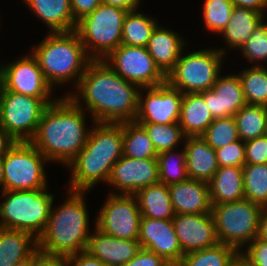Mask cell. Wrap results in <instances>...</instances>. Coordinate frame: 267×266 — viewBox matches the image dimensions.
Segmentation results:
<instances>
[{"mask_svg":"<svg viewBox=\"0 0 267 266\" xmlns=\"http://www.w3.org/2000/svg\"><path fill=\"white\" fill-rule=\"evenodd\" d=\"M76 89L78 95L68 93L67 96L74 102L85 101L93 122L135 121L140 87L124 80L104 60L88 63Z\"/></svg>","mask_w":267,"mask_h":266,"instance_id":"1","label":"cell"},{"mask_svg":"<svg viewBox=\"0 0 267 266\" xmlns=\"http://www.w3.org/2000/svg\"><path fill=\"white\" fill-rule=\"evenodd\" d=\"M82 107L66 95L43 112L30 142L48 161L68 165L86 145L91 129L86 128Z\"/></svg>","mask_w":267,"mask_h":266,"instance_id":"2","label":"cell"},{"mask_svg":"<svg viewBox=\"0 0 267 266\" xmlns=\"http://www.w3.org/2000/svg\"><path fill=\"white\" fill-rule=\"evenodd\" d=\"M94 126L84 148L67 165L71 191L85 192L100 180L107 183L113 165L123 156V123L95 122Z\"/></svg>","mask_w":267,"mask_h":266,"instance_id":"3","label":"cell"},{"mask_svg":"<svg viewBox=\"0 0 267 266\" xmlns=\"http://www.w3.org/2000/svg\"><path fill=\"white\" fill-rule=\"evenodd\" d=\"M69 193L61 206L51 208L47 226L37 239L42 253L67 257L86 251L91 234L85 193L71 190Z\"/></svg>","mask_w":267,"mask_h":266,"instance_id":"4","label":"cell"},{"mask_svg":"<svg viewBox=\"0 0 267 266\" xmlns=\"http://www.w3.org/2000/svg\"><path fill=\"white\" fill-rule=\"evenodd\" d=\"M32 49V55L52 88L73 78L76 79L75 86H78L91 61L76 31L49 32L45 39Z\"/></svg>","mask_w":267,"mask_h":266,"instance_id":"5","label":"cell"},{"mask_svg":"<svg viewBox=\"0 0 267 266\" xmlns=\"http://www.w3.org/2000/svg\"><path fill=\"white\" fill-rule=\"evenodd\" d=\"M47 187L36 190H3L0 204V228L26 231L38 239L44 232L54 197Z\"/></svg>","mask_w":267,"mask_h":266,"instance_id":"6","label":"cell"},{"mask_svg":"<svg viewBox=\"0 0 267 266\" xmlns=\"http://www.w3.org/2000/svg\"><path fill=\"white\" fill-rule=\"evenodd\" d=\"M127 12L101 3L77 22L75 31L91 60H104L122 44V29Z\"/></svg>","mask_w":267,"mask_h":266,"instance_id":"7","label":"cell"},{"mask_svg":"<svg viewBox=\"0 0 267 266\" xmlns=\"http://www.w3.org/2000/svg\"><path fill=\"white\" fill-rule=\"evenodd\" d=\"M263 208L247 199L236 202L212 204L219 243L235 248L251 243L258 234L259 217Z\"/></svg>","mask_w":267,"mask_h":266,"instance_id":"8","label":"cell"},{"mask_svg":"<svg viewBox=\"0 0 267 266\" xmlns=\"http://www.w3.org/2000/svg\"><path fill=\"white\" fill-rule=\"evenodd\" d=\"M222 49H203L180 55L174 68L166 75V81L184 93H201L214 85L221 71Z\"/></svg>","mask_w":267,"mask_h":266,"instance_id":"9","label":"cell"},{"mask_svg":"<svg viewBox=\"0 0 267 266\" xmlns=\"http://www.w3.org/2000/svg\"><path fill=\"white\" fill-rule=\"evenodd\" d=\"M51 97H32L2 89L0 125L15 141L30 142Z\"/></svg>","mask_w":267,"mask_h":266,"instance_id":"10","label":"cell"},{"mask_svg":"<svg viewBox=\"0 0 267 266\" xmlns=\"http://www.w3.org/2000/svg\"><path fill=\"white\" fill-rule=\"evenodd\" d=\"M48 159L31 143L16 141L3 156V190H36L47 186Z\"/></svg>","mask_w":267,"mask_h":266,"instance_id":"11","label":"cell"},{"mask_svg":"<svg viewBox=\"0 0 267 266\" xmlns=\"http://www.w3.org/2000/svg\"><path fill=\"white\" fill-rule=\"evenodd\" d=\"M96 218V228L119 239L138 241L142 218L134 195L109 193Z\"/></svg>","mask_w":267,"mask_h":266,"instance_id":"12","label":"cell"},{"mask_svg":"<svg viewBox=\"0 0 267 266\" xmlns=\"http://www.w3.org/2000/svg\"><path fill=\"white\" fill-rule=\"evenodd\" d=\"M104 61L124 80L140 88L166 82V75L155 64L146 47L121 44Z\"/></svg>","mask_w":267,"mask_h":266,"instance_id":"13","label":"cell"},{"mask_svg":"<svg viewBox=\"0 0 267 266\" xmlns=\"http://www.w3.org/2000/svg\"><path fill=\"white\" fill-rule=\"evenodd\" d=\"M141 89H146L144 96ZM143 94V95H142ZM183 93L167 81L154 87H143L139 91L137 123H179Z\"/></svg>","mask_w":267,"mask_h":266,"instance_id":"14","label":"cell"},{"mask_svg":"<svg viewBox=\"0 0 267 266\" xmlns=\"http://www.w3.org/2000/svg\"><path fill=\"white\" fill-rule=\"evenodd\" d=\"M122 194L134 195L138 190L159 183L157 158L134 159L122 156L113 165L108 182Z\"/></svg>","mask_w":267,"mask_h":266,"instance_id":"15","label":"cell"},{"mask_svg":"<svg viewBox=\"0 0 267 266\" xmlns=\"http://www.w3.org/2000/svg\"><path fill=\"white\" fill-rule=\"evenodd\" d=\"M3 89L32 97H51L52 86L31 53L4 66Z\"/></svg>","mask_w":267,"mask_h":266,"instance_id":"16","label":"cell"},{"mask_svg":"<svg viewBox=\"0 0 267 266\" xmlns=\"http://www.w3.org/2000/svg\"><path fill=\"white\" fill-rule=\"evenodd\" d=\"M172 222L184 255L219 243L212 213L175 214Z\"/></svg>","mask_w":267,"mask_h":266,"instance_id":"17","label":"cell"},{"mask_svg":"<svg viewBox=\"0 0 267 266\" xmlns=\"http://www.w3.org/2000/svg\"><path fill=\"white\" fill-rule=\"evenodd\" d=\"M138 241L141 248L156 253L164 260H179L184 256L172 219L142 217Z\"/></svg>","mask_w":267,"mask_h":266,"instance_id":"18","label":"cell"},{"mask_svg":"<svg viewBox=\"0 0 267 266\" xmlns=\"http://www.w3.org/2000/svg\"><path fill=\"white\" fill-rule=\"evenodd\" d=\"M200 94L214 119L234 116L247 104L238 75H219L212 88Z\"/></svg>","mask_w":267,"mask_h":266,"instance_id":"19","label":"cell"},{"mask_svg":"<svg viewBox=\"0 0 267 266\" xmlns=\"http://www.w3.org/2000/svg\"><path fill=\"white\" fill-rule=\"evenodd\" d=\"M175 214H208L212 211L209 183L188 178L168 185Z\"/></svg>","mask_w":267,"mask_h":266,"instance_id":"20","label":"cell"},{"mask_svg":"<svg viewBox=\"0 0 267 266\" xmlns=\"http://www.w3.org/2000/svg\"><path fill=\"white\" fill-rule=\"evenodd\" d=\"M141 249L139 241L112 237L95 227V233L90 235L86 251L108 266H122Z\"/></svg>","mask_w":267,"mask_h":266,"instance_id":"21","label":"cell"},{"mask_svg":"<svg viewBox=\"0 0 267 266\" xmlns=\"http://www.w3.org/2000/svg\"><path fill=\"white\" fill-rule=\"evenodd\" d=\"M184 44L182 36L156 25L146 46L155 64L167 75L178 61Z\"/></svg>","mask_w":267,"mask_h":266,"instance_id":"22","label":"cell"},{"mask_svg":"<svg viewBox=\"0 0 267 266\" xmlns=\"http://www.w3.org/2000/svg\"><path fill=\"white\" fill-rule=\"evenodd\" d=\"M185 139L188 177L209 182L218 169L215 149L202 136L185 137Z\"/></svg>","mask_w":267,"mask_h":266,"instance_id":"23","label":"cell"},{"mask_svg":"<svg viewBox=\"0 0 267 266\" xmlns=\"http://www.w3.org/2000/svg\"><path fill=\"white\" fill-rule=\"evenodd\" d=\"M49 28L51 33L75 31L70 0H23Z\"/></svg>","mask_w":267,"mask_h":266,"instance_id":"24","label":"cell"},{"mask_svg":"<svg viewBox=\"0 0 267 266\" xmlns=\"http://www.w3.org/2000/svg\"><path fill=\"white\" fill-rule=\"evenodd\" d=\"M208 183L212 204L230 203L245 199L243 167H218Z\"/></svg>","mask_w":267,"mask_h":266,"instance_id":"25","label":"cell"},{"mask_svg":"<svg viewBox=\"0 0 267 266\" xmlns=\"http://www.w3.org/2000/svg\"><path fill=\"white\" fill-rule=\"evenodd\" d=\"M214 120L200 93H184L179 125L185 137L202 136Z\"/></svg>","mask_w":267,"mask_h":266,"instance_id":"26","label":"cell"},{"mask_svg":"<svg viewBox=\"0 0 267 266\" xmlns=\"http://www.w3.org/2000/svg\"><path fill=\"white\" fill-rule=\"evenodd\" d=\"M37 244L38 240L26 231L0 228V266L25 260L38 249Z\"/></svg>","mask_w":267,"mask_h":266,"instance_id":"27","label":"cell"},{"mask_svg":"<svg viewBox=\"0 0 267 266\" xmlns=\"http://www.w3.org/2000/svg\"><path fill=\"white\" fill-rule=\"evenodd\" d=\"M134 196L142 217L166 220L175 216L168 185L162 183L149 185L138 190Z\"/></svg>","mask_w":267,"mask_h":266,"instance_id":"28","label":"cell"},{"mask_svg":"<svg viewBox=\"0 0 267 266\" xmlns=\"http://www.w3.org/2000/svg\"><path fill=\"white\" fill-rule=\"evenodd\" d=\"M263 19L264 15L256 10L234 6L226 28L220 33L223 34L228 46L239 49L250 39Z\"/></svg>","mask_w":267,"mask_h":266,"instance_id":"29","label":"cell"},{"mask_svg":"<svg viewBox=\"0 0 267 266\" xmlns=\"http://www.w3.org/2000/svg\"><path fill=\"white\" fill-rule=\"evenodd\" d=\"M123 156L134 159L157 158L145 128L136 121L123 122Z\"/></svg>","mask_w":267,"mask_h":266,"instance_id":"30","label":"cell"},{"mask_svg":"<svg viewBox=\"0 0 267 266\" xmlns=\"http://www.w3.org/2000/svg\"><path fill=\"white\" fill-rule=\"evenodd\" d=\"M239 138L248 141L264 136L267 128V107L260 105H244L234 115Z\"/></svg>","mask_w":267,"mask_h":266,"instance_id":"31","label":"cell"},{"mask_svg":"<svg viewBox=\"0 0 267 266\" xmlns=\"http://www.w3.org/2000/svg\"><path fill=\"white\" fill-rule=\"evenodd\" d=\"M239 257L240 253L235 248L218 243L185 254L182 263L184 266H232Z\"/></svg>","mask_w":267,"mask_h":266,"instance_id":"32","label":"cell"},{"mask_svg":"<svg viewBox=\"0 0 267 266\" xmlns=\"http://www.w3.org/2000/svg\"><path fill=\"white\" fill-rule=\"evenodd\" d=\"M157 22L149 16L128 11L122 29V44L146 47Z\"/></svg>","mask_w":267,"mask_h":266,"instance_id":"33","label":"cell"},{"mask_svg":"<svg viewBox=\"0 0 267 266\" xmlns=\"http://www.w3.org/2000/svg\"><path fill=\"white\" fill-rule=\"evenodd\" d=\"M255 63L249 69H243L240 77L247 104L267 107V69Z\"/></svg>","mask_w":267,"mask_h":266,"instance_id":"34","label":"cell"},{"mask_svg":"<svg viewBox=\"0 0 267 266\" xmlns=\"http://www.w3.org/2000/svg\"><path fill=\"white\" fill-rule=\"evenodd\" d=\"M245 199L267 208V164L243 166Z\"/></svg>","mask_w":267,"mask_h":266,"instance_id":"35","label":"cell"},{"mask_svg":"<svg viewBox=\"0 0 267 266\" xmlns=\"http://www.w3.org/2000/svg\"><path fill=\"white\" fill-rule=\"evenodd\" d=\"M174 151H176V149L164 151L157 155L159 183L172 185L185 181L189 178L186 167L185 147L180 154L179 152L177 153ZM176 157L177 159L175 161Z\"/></svg>","mask_w":267,"mask_h":266,"instance_id":"36","label":"cell"},{"mask_svg":"<svg viewBox=\"0 0 267 266\" xmlns=\"http://www.w3.org/2000/svg\"><path fill=\"white\" fill-rule=\"evenodd\" d=\"M141 124L146 132L148 133L149 138L151 139L157 154L175 149L185 135L182 132V129L179 123L171 124H154V123H139Z\"/></svg>","mask_w":267,"mask_h":266,"instance_id":"37","label":"cell"},{"mask_svg":"<svg viewBox=\"0 0 267 266\" xmlns=\"http://www.w3.org/2000/svg\"><path fill=\"white\" fill-rule=\"evenodd\" d=\"M202 137L215 150L239 140L234 116L214 119Z\"/></svg>","mask_w":267,"mask_h":266,"instance_id":"38","label":"cell"},{"mask_svg":"<svg viewBox=\"0 0 267 266\" xmlns=\"http://www.w3.org/2000/svg\"><path fill=\"white\" fill-rule=\"evenodd\" d=\"M203 5L204 25L208 30L220 34L230 20L234 4L231 0H205Z\"/></svg>","mask_w":267,"mask_h":266,"instance_id":"39","label":"cell"},{"mask_svg":"<svg viewBox=\"0 0 267 266\" xmlns=\"http://www.w3.org/2000/svg\"><path fill=\"white\" fill-rule=\"evenodd\" d=\"M264 20L255 28L250 39L239 48L251 64L267 60V22Z\"/></svg>","mask_w":267,"mask_h":266,"instance_id":"40","label":"cell"},{"mask_svg":"<svg viewBox=\"0 0 267 266\" xmlns=\"http://www.w3.org/2000/svg\"><path fill=\"white\" fill-rule=\"evenodd\" d=\"M215 151L218 167H243L245 165V142L241 139Z\"/></svg>","mask_w":267,"mask_h":266,"instance_id":"41","label":"cell"},{"mask_svg":"<svg viewBox=\"0 0 267 266\" xmlns=\"http://www.w3.org/2000/svg\"><path fill=\"white\" fill-rule=\"evenodd\" d=\"M267 164V137L245 141V165Z\"/></svg>","mask_w":267,"mask_h":266,"instance_id":"42","label":"cell"},{"mask_svg":"<svg viewBox=\"0 0 267 266\" xmlns=\"http://www.w3.org/2000/svg\"><path fill=\"white\" fill-rule=\"evenodd\" d=\"M240 252V258L248 266H267V242L257 237ZM244 252V253H243Z\"/></svg>","mask_w":267,"mask_h":266,"instance_id":"43","label":"cell"},{"mask_svg":"<svg viewBox=\"0 0 267 266\" xmlns=\"http://www.w3.org/2000/svg\"><path fill=\"white\" fill-rule=\"evenodd\" d=\"M163 261L161 256L142 248L134 258L122 266H160Z\"/></svg>","mask_w":267,"mask_h":266,"instance_id":"44","label":"cell"},{"mask_svg":"<svg viewBox=\"0 0 267 266\" xmlns=\"http://www.w3.org/2000/svg\"><path fill=\"white\" fill-rule=\"evenodd\" d=\"M71 11L76 22L92 13L101 3V0H70Z\"/></svg>","mask_w":267,"mask_h":266,"instance_id":"45","label":"cell"},{"mask_svg":"<svg viewBox=\"0 0 267 266\" xmlns=\"http://www.w3.org/2000/svg\"><path fill=\"white\" fill-rule=\"evenodd\" d=\"M65 266H108L87 251L65 257Z\"/></svg>","mask_w":267,"mask_h":266,"instance_id":"46","label":"cell"},{"mask_svg":"<svg viewBox=\"0 0 267 266\" xmlns=\"http://www.w3.org/2000/svg\"><path fill=\"white\" fill-rule=\"evenodd\" d=\"M32 266H65V257L48 255L37 249L32 254Z\"/></svg>","mask_w":267,"mask_h":266,"instance_id":"47","label":"cell"},{"mask_svg":"<svg viewBox=\"0 0 267 266\" xmlns=\"http://www.w3.org/2000/svg\"><path fill=\"white\" fill-rule=\"evenodd\" d=\"M103 4L118 7L126 11H134L139 7L141 0H101Z\"/></svg>","mask_w":267,"mask_h":266,"instance_id":"48","label":"cell"},{"mask_svg":"<svg viewBox=\"0 0 267 266\" xmlns=\"http://www.w3.org/2000/svg\"><path fill=\"white\" fill-rule=\"evenodd\" d=\"M234 6L250 8L265 15V0H231ZM264 9V10H263Z\"/></svg>","mask_w":267,"mask_h":266,"instance_id":"49","label":"cell"},{"mask_svg":"<svg viewBox=\"0 0 267 266\" xmlns=\"http://www.w3.org/2000/svg\"><path fill=\"white\" fill-rule=\"evenodd\" d=\"M16 141L8 134V132L0 125V157H3L8 149Z\"/></svg>","mask_w":267,"mask_h":266,"instance_id":"50","label":"cell"},{"mask_svg":"<svg viewBox=\"0 0 267 266\" xmlns=\"http://www.w3.org/2000/svg\"><path fill=\"white\" fill-rule=\"evenodd\" d=\"M257 238L267 242V208L260 214Z\"/></svg>","mask_w":267,"mask_h":266,"instance_id":"51","label":"cell"},{"mask_svg":"<svg viewBox=\"0 0 267 266\" xmlns=\"http://www.w3.org/2000/svg\"><path fill=\"white\" fill-rule=\"evenodd\" d=\"M160 266H184L182 259L179 260H164Z\"/></svg>","mask_w":267,"mask_h":266,"instance_id":"52","label":"cell"},{"mask_svg":"<svg viewBox=\"0 0 267 266\" xmlns=\"http://www.w3.org/2000/svg\"><path fill=\"white\" fill-rule=\"evenodd\" d=\"M3 179H4V166H3V157H0V186H2L3 191Z\"/></svg>","mask_w":267,"mask_h":266,"instance_id":"53","label":"cell"},{"mask_svg":"<svg viewBox=\"0 0 267 266\" xmlns=\"http://www.w3.org/2000/svg\"><path fill=\"white\" fill-rule=\"evenodd\" d=\"M14 266H32V255Z\"/></svg>","mask_w":267,"mask_h":266,"instance_id":"54","label":"cell"},{"mask_svg":"<svg viewBox=\"0 0 267 266\" xmlns=\"http://www.w3.org/2000/svg\"><path fill=\"white\" fill-rule=\"evenodd\" d=\"M3 87H4V66H1L0 67V92L2 91Z\"/></svg>","mask_w":267,"mask_h":266,"instance_id":"55","label":"cell"},{"mask_svg":"<svg viewBox=\"0 0 267 266\" xmlns=\"http://www.w3.org/2000/svg\"><path fill=\"white\" fill-rule=\"evenodd\" d=\"M232 266H248V265L239 257Z\"/></svg>","mask_w":267,"mask_h":266,"instance_id":"56","label":"cell"}]
</instances>
